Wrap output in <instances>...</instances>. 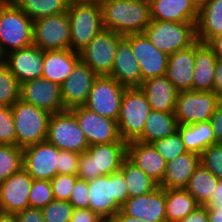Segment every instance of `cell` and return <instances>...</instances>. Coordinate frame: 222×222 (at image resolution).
Here are the masks:
<instances>
[{
	"label": "cell",
	"instance_id": "1",
	"mask_svg": "<svg viewBox=\"0 0 222 222\" xmlns=\"http://www.w3.org/2000/svg\"><path fill=\"white\" fill-rule=\"evenodd\" d=\"M101 8L104 29L123 36L143 33L151 22L149 0H106Z\"/></svg>",
	"mask_w": 222,
	"mask_h": 222
},
{
	"label": "cell",
	"instance_id": "2",
	"mask_svg": "<svg viewBox=\"0 0 222 222\" xmlns=\"http://www.w3.org/2000/svg\"><path fill=\"white\" fill-rule=\"evenodd\" d=\"M89 209L106 221L113 217L128 199L127 183L119 170L88 181Z\"/></svg>",
	"mask_w": 222,
	"mask_h": 222
},
{
	"label": "cell",
	"instance_id": "3",
	"mask_svg": "<svg viewBox=\"0 0 222 222\" xmlns=\"http://www.w3.org/2000/svg\"><path fill=\"white\" fill-rule=\"evenodd\" d=\"M127 144L126 141H116L89 146L81 153L78 178L89 181L119 171L127 158Z\"/></svg>",
	"mask_w": 222,
	"mask_h": 222
},
{
	"label": "cell",
	"instance_id": "4",
	"mask_svg": "<svg viewBox=\"0 0 222 222\" xmlns=\"http://www.w3.org/2000/svg\"><path fill=\"white\" fill-rule=\"evenodd\" d=\"M67 13L70 21L71 50L79 53L104 29L102 8L97 3L70 0Z\"/></svg>",
	"mask_w": 222,
	"mask_h": 222
},
{
	"label": "cell",
	"instance_id": "5",
	"mask_svg": "<svg viewBox=\"0 0 222 222\" xmlns=\"http://www.w3.org/2000/svg\"><path fill=\"white\" fill-rule=\"evenodd\" d=\"M16 145L25 148L46 141L51 113L19 99L12 105Z\"/></svg>",
	"mask_w": 222,
	"mask_h": 222
},
{
	"label": "cell",
	"instance_id": "6",
	"mask_svg": "<svg viewBox=\"0 0 222 222\" xmlns=\"http://www.w3.org/2000/svg\"><path fill=\"white\" fill-rule=\"evenodd\" d=\"M143 33L167 55L188 48L197 41L196 23L151 20Z\"/></svg>",
	"mask_w": 222,
	"mask_h": 222
},
{
	"label": "cell",
	"instance_id": "7",
	"mask_svg": "<svg viewBox=\"0 0 222 222\" xmlns=\"http://www.w3.org/2000/svg\"><path fill=\"white\" fill-rule=\"evenodd\" d=\"M150 111L147 97L139 87L126 88L117 120L121 139L127 143L137 140L143 134Z\"/></svg>",
	"mask_w": 222,
	"mask_h": 222
},
{
	"label": "cell",
	"instance_id": "8",
	"mask_svg": "<svg viewBox=\"0 0 222 222\" xmlns=\"http://www.w3.org/2000/svg\"><path fill=\"white\" fill-rule=\"evenodd\" d=\"M0 44L6 54L33 45V20L12 1L0 8Z\"/></svg>",
	"mask_w": 222,
	"mask_h": 222
},
{
	"label": "cell",
	"instance_id": "9",
	"mask_svg": "<svg viewBox=\"0 0 222 222\" xmlns=\"http://www.w3.org/2000/svg\"><path fill=\"white\" fill-rule=\"evenodd\" d=\"M220 101L213 91L178 92L174 110L178 125L210 121Z\"/></svg>",
	"mask_w": 222,
	"mask_h": 222
},
{
	"label": "cell",
	"instance_id": "10",
	"mask_svg": "<svg viewBox=\"0 0 222 222\" xmlns=\"http://www.w3.org/2000/svg\"><path fill=\"white\" fill-rule=\"evenodd\" d=\"M46 141L60 150L84 153L89 147L75 116L65 110L51 115Z\"/></svg>",
	"mask_w": 222,
	"mask_h": 222
},
{
	"label": "cell",
	"instance_id": "11",
	"mask_svg": "<svg viewBox=\"0 0 222 222\" xmlns=\"http://www.w3.org/2000/svg\"><path fill=\"white\" fill-rule=\"evenodd\" d=\"M70 34L67 12L33 21V45L43 51L71 49Z\"/></svg>",
	"mask_w": 222,
	"mask_h": 222
},
{
	"label": "cell",
	"instance_id": "12",
	"mask_svg": "<svg viewBox=\"0 0 222 222\" xmlns=\"http://www.w3.org/2000/svg\"><path fill=\"white\" fill-rule=\"evenodd\" d=\"M123 35L103 29L82 49L80 59L98 76H110L119 40Z\"/></svg>",
	"mask_w": 222,
	"mask_h": 222
},
{
	"label": "cell",
	"instance_id": "13",
	"mask_svg": "<svg viewBox=\"0 0 222 222\" xmlns=\"http://www.w3.org/2000/svg\"><path fill=\"white\" fill-rule=\"evenodd\" d=\"M126 88L110 76H98L84 106L98 115L117 121Z\"/></svg>",
	"mask_w": 222,
	"mask_h": 222
},
{
	"label": "cell",
	"instance_id": "14",
	"mask_svg": "<svg viewBox=\"0 0 222 222\" xmlns=\"http://www.w3.org/2000/svg\"><path fill=\"white\" fill-rule=\"evenodd\" d=\"M69 111L75 116L89 146L124 141L120 137L116 120L98 115L84 105L74 107Z\"/></svg>",
	"mask_w": 222,
	"mask_h": 222
},
{
	"label": "cell",
	"instance_id": "15",
	"mask_svg": "<svg viewBox=\"0 0 222 222\" xmlns=\"http://www.w3.org/2000/svg\"><path fill=\"white\" fill-rule=\"evenodd\" d=\"M59 149L43 141L23 148V168L33 179L51 180L58 174Z\"/></svg>",
	"mask_w": 222,
	"mask_h": 222
},
{
	"label": "cell",
	"instance_id": "16",
	"mask_svg": "<svg viewBox=\"0 0 222 222\" xmlns=\"http://www.w3.org/2000/svg\"><path fill=\"white\" fill-rule=\"evenodd\" d=\"M131 44L132 52L140 65L142 81L165 75L169 55L160 51L144 33L124 36Z\"/></svg>",
	"mask_w": 222,
	"mask_h": 222
},
{
	"label": "cell",
	"instance_id": "17",
	"mask_svg": "<svg viewBox=\"0 0 222 222\" xmlns=\"http://www.w3.org/2000/svg\"><path fill=\"white\" fill-rule=\"evenodd\" d=\"M20 99L51 114L65 111L61 85L42 77L21 84Z\"/></svg>",
	"mask_w": 222,
	"mask_h": 222
},
{
	"label": "cell",
	"instance_id": "18",
	"mask_svg": "<svg viewBox=\"0 0 222 222\" xmlns=\"http://www.w3.org/2000/svg\"><path fill=\"white\" fill-rule=\"evenodd\" d=\"M33 178L21 168L0 184V212L16 214L30 207L29 193Z\"/></svg>",
	"mask_w": 222,
	"mask_h": 222
},
{
	"label": "cell",
	"instance_id": "19",
	"mask_svg": "<svg viewBox=\"0 0 222 222\" xmlns=\"http://www.w3.org/2000/svg\"><path fill=\"white\" fill-rule=\"evenodd\" d=\"M98 75L81 59L72 73L61 85V95L65 110L85 105L94 80Z\"/></svg>",
	"mask_w": 222,
	"mask_h": 222
},
{
	"label": "cell",
	"instance_id": "20",
	"mask_svg": "<svg viewBox=\"0 0 222 222\" xmlns=\"http://www.w3.org/2000/svg\"><path fill=\"white\" fill-rule=\"evenodd\" d=\"M166 189L158 186L152 192L128 198L121 211L146 222H166Z\"/></svg>",
	"mask_w": 222,
	"mask_h": 222
},
{
	"label": "cell",
	"instance_id": "21",
	"mask_svg": "<svg viewBox=\"0 0 222 222\" xmlns=\"http://www.w3.org/2000/svg\"><path fill=\"white\" fill-rule=\"evenodd\" d=\"M6 65L20 84L42 77L43 50L31 45L6 54Z\"/></svg>",
	"mask_w": 222,
	"mask_h": 222
},
{
	"label": "cell",
	"instance_id": "22",
	"mask_svg": "<svg viewBox=\"0 0 222 222\" xmlns=\"http://www.w3.org/2000/svg\"><path fill=\"white\" fill-rule=\"evenodd\" d=\"M127 158L158 185L162 182L167 162L151 143L128 142Z\"/></svg>",
	"mask_w": 222,
	"mask_h": 222
},
{
	"label": "cell",
	"instance_id": "23",
	"mask_svg": "<svg viewBox=\"0 0 222 222\" xmlns=\"http://www.w3.org/2000/svg\"><path fill=\"white\" fill-rule=\"evenodd\" d=\"M110 77L127 88L140 87L142 84L140 65L132 52L130 42L124 36L119 40Z\"/></svg>",
	"mask_w": 222,
	"mask_h": 222
},
{
	"label": "cell",
	"instance_id": "24",
	"mask_svg": "<svg viewBox=\"0 0 222 222\" xmlns=\"http://www.w3.org/2000/svg\"><path fill=\"white\" fill-rule=\"evenodd\" d=\"M194 64L195 43L169 55L165 76L178 92L192 90Z\"/></svg>",
	"mask_w": 222,
	"mask_h": 222
},
{
	"label": "cell",
	"instance_id": "25",
	"mask_svg": "<svg viewBox=\"0 0 222 222\" xmlns=\"http://www.w3.org/2000/svg\"><path fill=\"white\" fill-rule=\"evenodd\" d=\"M139 88L146 95L151 110L174 113L178 91L165 75L142 81Z\"/></svg>",
	"mask_w": 222,
	"mask_h": 222
},
{
	"label": "cell",
	"instance_id": "26",
	"mask_svg": "<svg viewBox=\"0 0 222 222\" xmlns=\"http://www.w3.org/2000/svg\"><path fill=\"white\" fill-rule=\"evenodd\" d=\"M79 60L80 54L71 49L43 51L42 78L62 85Z\"/></svg>",
	"mask_w": 222,
	"mask_h": 222
},
{
	"label": "cell",
	"instance_id": "27",
	"mask_svg": "<svg viewBox=\"0 0 222 222\" xmlns=\"http://www.w3.org/2000/svg\"><path fill=\"white\" fill-rule=\"evenodd\" d=\"M217 58L212 48L204 42H195V64L192 91H212Z\"/></svg>",
	"mask_w": 222,
	"mask_h": 222
},
{
	"label": "cell",
	"instance_id": "28",
	"mask_svg": "<svg viewBox=\"0 0 222 222\" xmlns=\"http://www.w3.org/2000/svg\"><path fill=\"white\" fill-rule=\"evenodd\" d=\"M200 165V155L185 152L167 163L162 182L158 185L164 189H185L189 179Z\"/></svg>",
	"mask_w": 222,
	"mask_h": 222
},
{
	"label": "cell",
	"instance_id": "29",
	"mask_svg": "<svg viewBox=\"0 0 222 222\" xmlns=\"http://www.w3.org/2000/svg\"><path fill=\"white\" fill-rule=\"evenodd\" d=\"M151 20L196 23L198 10L191 0H149Z\"/></svg>",
	"mask_w": 222,
	"mask_h": 222
},
{
	"label": "cell",
	"instance_id": "30",
	"mask_svg": "<svg viewBox=\"0 0 222 222\" xmlns=\"http://www.w3.org/2000/svg\"><path fill=\"white\" fill-rule=\"evenodd\" d=\"M222 34V0H209L198 11L196 36L200 42L207 43L210 39Z\"/></svg>",
	"mask_w": 222,
	"mask_h": 222
},
{
	"label": "cell",
	"instance_id": "31",
	"mask_svg": "<svg viewBox=\"0 0 222 222\" xmlns=\"http://www.w3.org/2000/svg\"><path fill=\"white\" fill-rule=\"evenodd\" d=\"M177 131L181 135L187 152L201 155L207 147L216 143L210 121L178 125Z\"/></svg>",
	"mask_w": 222,
	"mask_h": 222
},
{
	"label": "cell",
	"instance_id": "32",
	"mask_svg": "<svg viewBox=\"0 0 222 222\" xmlns=\"http://www.w3.org/2000/svg\"><path fill=\"white\" fill-rule=\"evenodd\" d=\"M177 128L178 122L174 113L151 110L145 121L143 134L137 141L152 143L173 135Z\"/></svg>",
	"mask_w": 222,
	"mask_h": 222
},
{
	"label": "cell",
	"instance_id": "33",
	"mask_svg": "<svg viewBox=\"0 0 222 222\" xmlns=\"http://www.w3.org/2000/svg\"><path fill=\"white\" fill-rule=\"evenodd\" d=\"M198 206L185 189H166V222H179Z\"/></svg>",
	"mask_w": 222,
	"mask_h": 222
},
{
	"label": "cell",
	"instance_id": "34",
	"mask_svg": "<svg viewBox=\"0 0 222 222\" xmlns=\"http://www.w3.org/2000/svg\"><path fill=\"white\" fill-rule=\"evenodd\" d=\"M219 179L207 168L200 164L196 169L185 190L198 202L205 206L212 196Z\"/></svg>",
	"mask_w": 222,
	"mask_h": 222
},
{
	"label": "cell",
	"instance_id": "35",
	"mask_svg": "<svg viewBox=\"0 0 222 222\" xmlns=\"http://www.w3.org/2000/svg\"><path fill=\"white\" fill-rule=\"evenodd\" d=\"M120 171L123 173L127 183L128 198L142 196L158 187L155 181L135 166L128 158L123 161Z\"/></svg>",
	"mask_w": 222,
	"mask_h": 222
},
{
	"label": "cell",
	"instance_id": "36",
	"mask_svg": "<svg viewBox=\"0 0 222 222\" xmlns=\"http://www.w3.org/2000/svg\"><path fill=\"white\" fill-rule=\"evenodd\" d=\"M33 21L67 12L70 0H11Z\"/></svg>",
	"mask_w": 222,
	"mask_h": 222
},
{
	"label": "cell",
	"instance_id": "37",
	"mask_svg": "<svg viewBox=\"0 0 222 222\" xmlns=\"http://www.w3.org/2000/svg\"><path fill=\"white\" fill-rule=\"evenodd\" d=\"M23 168V148L17 145H0V184Z\"/></svg>",
	"mask_w": 222,
	"mask_h": 222
},
{
	"label": "cell",
	"instance_id": "38",
	"mask_svg": "<svg viewBox=\"0 0 222 222\" xmlns=\"http://www.w3.org/2000/svg\"><path fill=\"white\" fill-rule=\"evenodd\" d=\"M21 84L6 63L0 64V106H9L20 99Z\"/></svg>",
	"mask_w": 222,
	"mask_h": 222
},
{
	"label": "cell",
	"instance_id": "39",
	"mask_svg": "<svg viewBox=\"0 0 222 222\" xmlns=\"http://www.w3.org/2000/svg\"><path fill=\"white\" fill-rule=\"evenodd\" d=\"M151 144L167 163L174 160L177 156L187 152L178 131L166 138L157 139Z\"/></svg>",
	"mask_w": 222,
	"mask_h": 222
},
{
	"label": "cell",
	"instance_id": "40",
	"mask_svg": "<svg viewBox=\"0 0 222 222\" xmlns=\"http://www.w3.org/2000/svg\"><path fill=\"white\" fill-rule=\"evenodd\" d=\"M54 200L52 184L49 180L33 179L29 193V204L31 208H43Z\"/></svg>",
	"mask_w": 222,
	"mask_h": 222
},
{
	"label": "cell",
	"instance_id": "41",
	"mask_svg": "<svg viewBox=\"0 0 222 222\" xmlns=\"http://www.w3.org/2000/svg\"><path fill=\"white\" fill-rule=\"evenodd\" d=\"M74 207L68 201L54 199L41 208L45 222H70Z\"/></svg>",
	"mask_w": 222,
	"mask_h": 222
},
{
	"label": "cell",
	"instance_id": "42",
	"mask_svg": "<svg viewBox=\"0 0 222 222\" xmlns=\"http://www.w3.org/2000/svg\"><path fill=\"white\" fill-rule=\"evenodd\" d=\"M200 164L222 180V144L215 143L207 147L200 155Z\"/></svg>",
	"mask_w": 222,
	"mask_h": 222
},
{
	"label": "cell",
	"instance_id": "43",
	"mask_svg": "<svg viewBox=\"0 0 222 222\" xmlns=\"http://www.w3.org/2000/svg\"><path fill=\"white\" fill-rule=\"evenodd\" d=\"M0 145H16V129L9 106H0Z\"/></svg>",
	"mask_w": 222,
	"mask_h": 222
},
{
	"label": "cell",
	"instance_id": "44",
	"mask_svg": "<svg viewBox=\"0 0 222 222\" xmlns=\"http://www.w3.org/2000/svg\"><path fill=\"white\" fill-rule=\"evenodd\" d=\"M78 176L57 174L51 179L54 199L69 201L71 192L74 188Z\"/></svg>",
	"mask_w": 222,
	"mask_h": 222
},
{
	"label": "cell",
	"instance_id": "45",
	"mask_svg": "<svg viewBox=\"0 0 222 222\" xmlns=\"http://www.w3.org/2000/svg\"><path fill=\"white\" fill-rule=\"evenodd\" d=\"M81 154L59 149L58 174L76 175Z\"/></svg>",
	"mask_w": 222,
	"mask_h": 222
},
{
	"label": "cell",
	"instance_id": "46",
	"mask_svg": "<svg viewBox=\"0 0 222 222\" xmlns=\"http://www.w3.org/2000/svg\"><path fill=\"white\" fill-rule=\"evenodd\" d=\"M88 181L78 178L71 192L69 203L76 209L89 208Z\"/></svg>",
	"mask_w": 222,
	"mask_h": 222
},
{
	"label": "cell",
	"instance_id": "47",
	"mask_svg": "<svg viewBox=\"0 0 222 222\" xmlns=\"http://www.w3.org/2000/svg\"><path fill=\"white\" fill-rule=\"evenodd\" d=\"M70 222H106V220L89 208H74Z\"/></svg>",
	"mask_w": 222,
	"mask_h": 222
},
{
	"label": "cell",
	"instance_id": "48",
	"mask_svg": "<svg viewBox=\"0 0 222 222\" xmlns=\"http://www.w3.org/2000/svg\"><path fill=\"white\" fill-rule=\"evenodd\" d=\"M15 216L18 222H45L40 208L28 207L18 211Z\"/></svg>",
	"mask_w": 222,
	"mask_h": 222
},
{
	"label": "cell",
	"instance_id": "49",
	"mask_svg": "<svg viewBox=\"0 0 222 222\" xmlns=\"http://www.w3.org/2000/svg\"><path fill=\"white\" fill-rule=\"evenodd\" d=\"M210 122L216 137V143L222 144V100L217 105Z\"/></svg>",
	"mask_w": 222,
	"mask_h": 222
},
{
	"label": "cell",
	"instance_id": "50",
	"mask_svg": "<svg viewBox=\"0 0 222 222\" xmlns=\"http://www.w3.org/2000/svg\"><path fill=\"white\" fill-rule=\"evenodd\" d=\"M179 222H209L207 207L199 205L193 212L189 213Z\"/></svg>",
	"mask_w": 222,
	"mask_h": 222
},
{
	"label": "cell",
	"instance_id": "51",
	"mask_svg": "<svg viewBox=\"0 0 222 222\" xmlns=\"http://www.w3.org/2000/svg\"><path fill=\"white\" fill-rule=\"evenodd\" d=\"M212 91L222 100V60L218 59L215 67L214 84Z\"/></svg>",
	"mask_w": 222,
	"mask_h": 222
},
{
	"label": "cell",
	"instance_id": "52",
	"mask_svg": "<svg viewBox=\"0 0 222 222\" xmlns=\"http://www.w3.org/2000/svg\"><path fill=\"white\" fill-rule=\"evenodd\" d=\"M206 207H222V180L218 181L215 190L212 193L211 198L208 203L205 205Z\"/></svg>",
	"mask_w": 222,
	"mask_h": 222
},
{
	"label": "cell",
	"instance_id": "53",
	"mask_svg": "<svg viewBox=\"0 0 222 222\" xmlns=\"http://www.w3.org/2000/svg\"><path fill=\"white\" fill-rule=\"evenodd\" d=\"M207 44L212 48L216 58L222 60V34L210 39Z\"/></svg>",
	"mask_w": 222,
	"mask_h": 222
},
{
	"label": "cell",
	"instance_id": "54",
	"mask_svg": "<svg viewBox=\"0 0 222 222\" xmlns=\"http://www.w3.org/2000/svg\"><path fill=\"white\" fill-rule=\"evenodd\" d=\"M106 222H146V221L129 217L126 214H124L121 210H119L113 217L109 218Z\"/></svg>",
	"mask_w": 222,
	"mask_h": 222
},
{
	"label": "cell",
	"instance_id": "55",
	"mask_svg": "<svg viewBox=\"0 0 222 222\" xmlns=\"http://www.w3.org/2000/svg\"><path fill=\"white\" fill-rule=\"evenodd\" d=\"M209 222H222V207H207Z\"/></svg>",
	"mask_w": 222,
	"mask_h": 222
},
{
	"label": "cell",
	"instance_id": "56",
	"mask_svg": "<svg viewBox=\"0 0 222 222\" xmlns=\"http://www.w3.org/2000/svg\"><path fill=\"white\" fill-rule=\"evenodd\" d=\"M0 222H18L15 214H4L0 212Z\"/></svg>",
	"mask_w": 222,
	"mask_h": 222
},
{
	"label": "cell",
	"instance_id": "57",
	"mask_svg": "<svg viewBox=\"0 0 222 222\" xmlns=\"http://www.w3.org/2000/svg\"><path fill=\"white\" fill-rule=\"evenodd\" d=\"M209 0H191L192 4L199 11L203 6L208 3Z\"/></svg>",
	"mask_w": 222,
	"mask_h": 222
},
{
	"label": "cell",
	"instance_id": "58",
	"mask_svg": "<svg viewBox=\"0 0 222 222\" xmlns=\"http://www.w3.org/2000/svg\"><path fill=\"white\" fill-rule=\"evenodd\" d=\"M6 63V53L3 51L0 44V64Z\"/></svg>",
	"mask_w": 222,
	"mask_h": 222
},
{
	"label": "cell",
	"instance_id": "59",
	"mask_svg": "<svg viewBox=\"0 0 222 222\" xmlns=\"http://www.w3.org/2000/svg\"><path fill=\"white\" fill-rule=\"evenodd\" d=\"M76 1L83 2V3H97L101 5L106 0H76Z\"/></svg>",
	"mask_w": 222,
	"mask_h": 222
},
{
	"label": "cell",
	"instance_id": "60",
	"mask_svg": "<svg viewBox=\"0 0 222 222\" xmlns=\"http://www.w3.org/2000/svg\"><path fill=\"white\" fill-rule=\"evenodd\" d=\"M11 2V0H0V8L5 7Z\"/></svg>",
	"mask_w": 222,
	"mask_h": 222
}]
</instances>
